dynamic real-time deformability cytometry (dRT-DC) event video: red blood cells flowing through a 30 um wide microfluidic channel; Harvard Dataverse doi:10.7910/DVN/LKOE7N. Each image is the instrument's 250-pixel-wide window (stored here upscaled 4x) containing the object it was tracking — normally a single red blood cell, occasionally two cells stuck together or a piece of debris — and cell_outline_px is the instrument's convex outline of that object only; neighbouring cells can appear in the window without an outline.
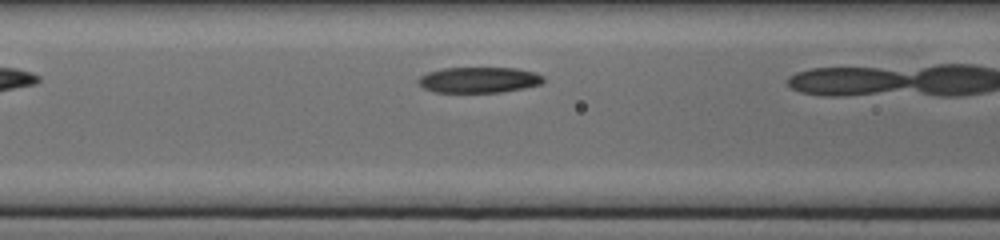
{"species": "common noctule bat (a hibernating species)", "species_latin": "Nyctalus noctula", "temperature_condition": "cold", "stored_images_in_passage": 8, "camera_frame_rate_fps": 3000, "um_per_image_px": 0.085, "animal": {"sex": "female", "body_mass_g": 17.0, "forearm_length_mm": 48.0}, "frame": {"image": 1, "passage_image": 5, "time_ms": 1.333, "image_size_px": [1000, 240], "cell_outline_px": [[544, 80], [540, 84], [524, 88], [500, 92], [432, 92], [424, 88], [416, 80], [420, 76], [428, 72], [444, 68], [516, 68], [536, 72], [544, 76]], "centroid_in_image_um": [40.71, 6.79], "position_along_channel_um": 125.9, "area_um2": 18.79}}